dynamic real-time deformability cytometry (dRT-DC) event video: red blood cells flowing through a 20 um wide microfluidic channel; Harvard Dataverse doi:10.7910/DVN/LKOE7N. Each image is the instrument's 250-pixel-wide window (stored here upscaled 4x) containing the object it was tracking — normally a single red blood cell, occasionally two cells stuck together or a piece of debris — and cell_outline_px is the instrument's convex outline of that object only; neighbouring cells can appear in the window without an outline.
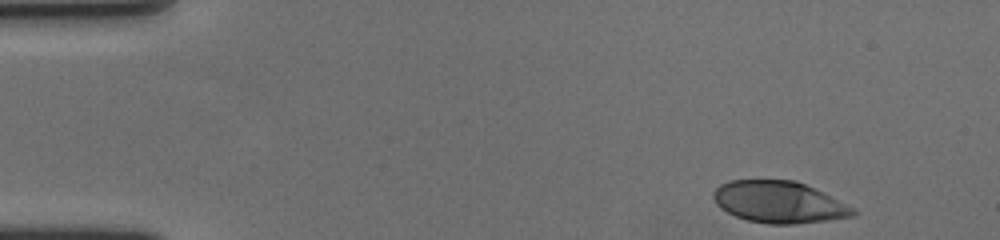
{"species": "human", "species_latin": "Homo sapiens", "temperature_condition": "cold", "stored_images_in_passage": 45, "camera_frame_rate_fps": 3000, "um_per_image_px": 0.085, "donor": {"sex": "female"}, "frame": {"image": 1, "passage_image": 1, "time_ms": 0.0, "image_size_px": [1000, 240], "cell_outline_px": [[856, 216], [792, 224], [768, 224], [748, 220], [736, 216], [720, 208], [716, 204], [712, 196], [712, 192], [720, 184], [728, 180], [796, 180], [852, 208], [856, 212]], "centroid_in_image_um": [66.12, 17.17], "position_along_channel_um": 18.9, "area_um2": 33.41}}
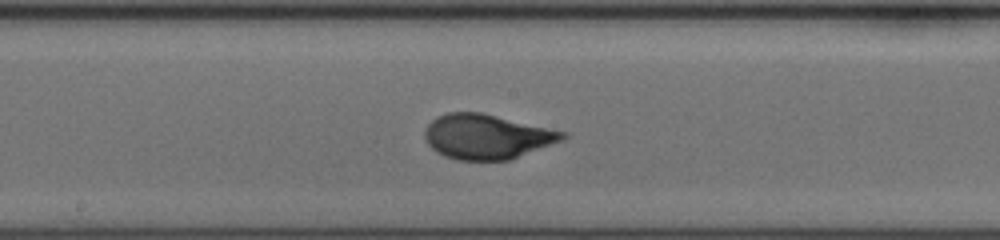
{"frame": {"image": 2, "passage_image": 26, "time_ms": 8.333, "image_size_px": [1000, 240], "cell_outline_px": [[568, 136], [564, 140], [508, 160], [456, 160], [444, 156], [436, 152], [424, 140], [424, 128], [436, 116], [448, 112], [480, 112], [568, 132]], "centroid_in_image_um": [41.36, 11.61], "position_along_channel_um": 206.8, "area_um2": 36.13}}
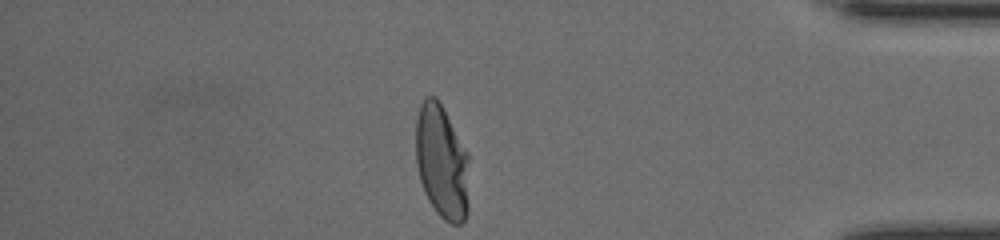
{"frame": {"image": 3, "passage_image": 45, "time_ms": 14.667, "image_size_px": [1000, 240], "cell_outline_px": [[468, 212], [464, 220], [460, 224], [452, 224], [444, 220], [436, 212], [428, 200], [424, 192], [420, 180], [416, 164], [416, 120], [420, 104], [424, 96], [436, 96], [468, 152]], "centroid_in_image_um": [37.55, 13.77], "position_along_channel_um": 397.7, "area_um2": 35.72}, "authors_computed_cell_mechanics": {"area_um2": 35.1424, "velocity_mm_per_s": 3.5488, "shape_relaxation_time_tau1_ms": 4.0669, "shape_relaxation_time_tau2_ms": null, "deformation_change_tau1": 0.2094, "deformation_change_tau2": null}}